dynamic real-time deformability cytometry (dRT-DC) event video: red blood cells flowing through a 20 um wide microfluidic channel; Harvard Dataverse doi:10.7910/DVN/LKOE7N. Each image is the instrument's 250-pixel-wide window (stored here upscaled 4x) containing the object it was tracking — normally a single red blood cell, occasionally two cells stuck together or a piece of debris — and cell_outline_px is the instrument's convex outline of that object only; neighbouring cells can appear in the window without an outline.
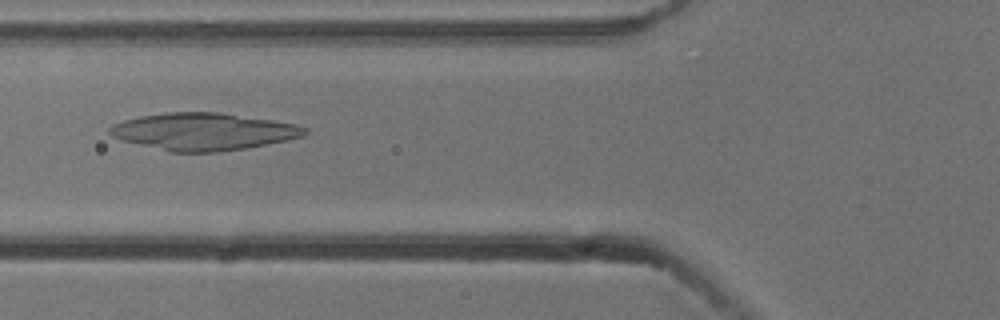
{"species": "common noctule bat (a hibernating species)", "species_latin": "Nyctalus noctula", "temperature_condition": "cold", "stored_images_in_passage": 8, "camera_frame_rate_fps": 3000, "um_per_image_px": 0.085, "animal": {"sex": "male", "body_mass_g": 13.3}, "frame": {"image": 1, "passage_image": 5, "time_ms": 1.333, "image_size_px": [1000, 320], "cell_outline_px": [[308, 132], [304, 136], [244, 148], [216, 152], [168, 152], [124, 140], [112, 136], [108, 132], [108, 128], [112, 124], [124, 120], [140, 116], [168, 112], [220, 112], [272, 120], [296, 124], [308, 128]], "centroid_in_image_um": [17.27, 11.17], "position_along_channel_um": 108.5, "area_um2": 42.08}}
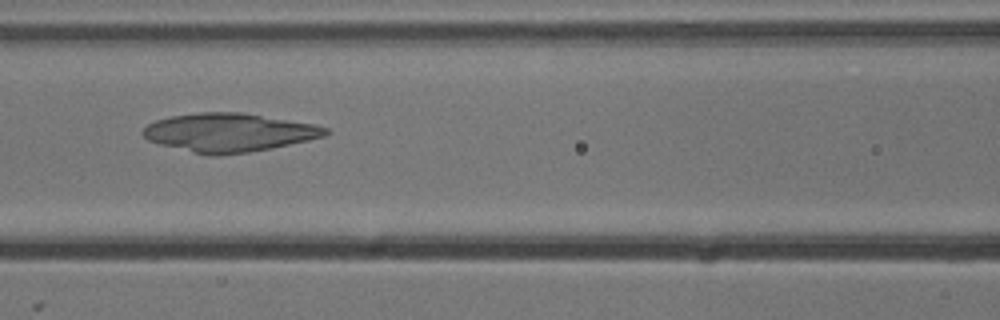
{"frame": {"image": 2, "passage_image": 6, "time_ms": 1.667, "image_size_px": [1000, 320], "cell_outline_px": [[332, 132], [324, 136], [308, 140], [272, 148], [248, 152], [216, 156], [212, 156], [192, 152], [160, 144], [148, 140], [140, 132], [148, 124], [156, 120], [172, 116], [200, 112], [240, 112], [316, 124], [328, 128]], "centroid_in_image_um": [19.48, 11.26], "position_along_channel_um": 147.1, "area_um2": 40.92}}
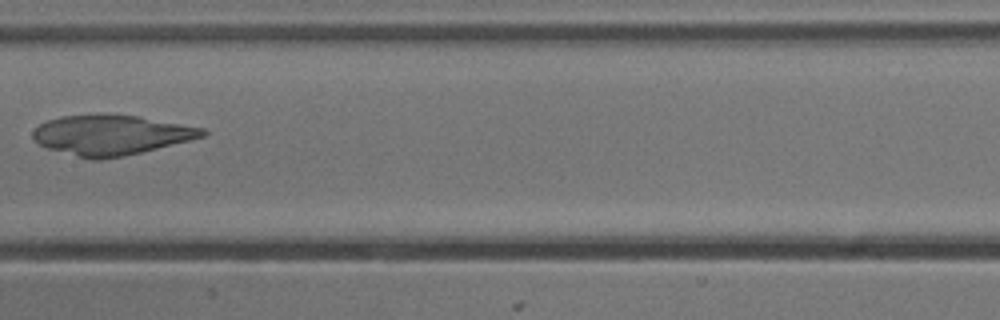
{"frame": {"image": 3, "passage_image": 7, "time_ms": 2.0, "image_size_px": [1000, 320], "cell_outline_px": [[208, 132], [204, 136], [124, 156], [100, 160], [92, 160], [48, 148], [32, 140], [32, 132], [40, 124], [48, 120], [60, 116], [104, 112], [140, 116], [204, 128]], "centroid_in_image_um": [9.41, 11.44], "position_along_channel_um": 198.0, "area_um2": 39.77}}